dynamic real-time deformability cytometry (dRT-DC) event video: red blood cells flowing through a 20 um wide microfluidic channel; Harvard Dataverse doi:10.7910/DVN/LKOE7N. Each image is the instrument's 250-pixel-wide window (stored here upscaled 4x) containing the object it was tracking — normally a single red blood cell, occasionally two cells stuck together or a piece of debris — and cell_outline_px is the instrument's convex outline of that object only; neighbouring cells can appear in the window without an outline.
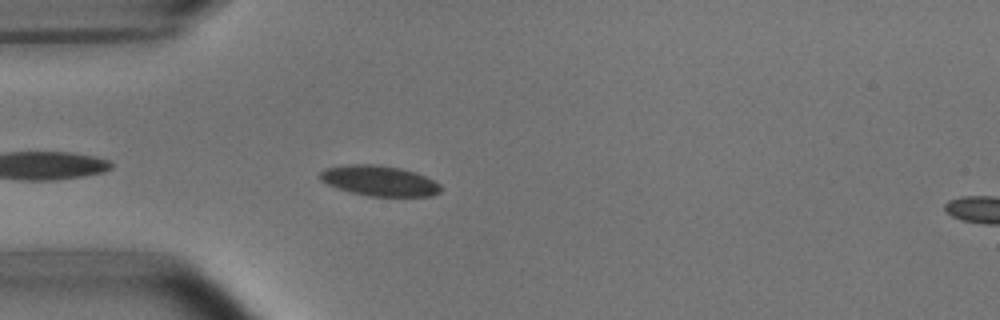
{"species": "common noctule bat (a hibernating species)", "species_latin": "Nyctalus noctula", "temperature_condition": "room temperature", "stored_images_in_passage": 15, "camera_frame_rate_fps": 3000, "um_per_image_px": 0.085, "animal": {"sex": "male", "body_mass_g": 15.6}, "frame": {"image": 1, "passage_image": 3, "time_ms": 0.667, "image_size_px": [1000, 320], "cell_outline_px": [[440, 192], [432, 196], [368, 196], [336, 188], [320, 180], [320, 172], [324, 168], [348, 164], [376, 164], [400, 168], [416, 172], [440, 184]], "centroid_in_image_um": [32.22, 15.36], "position_along_channel_um": 52.8, "area_um2": 21.33}}